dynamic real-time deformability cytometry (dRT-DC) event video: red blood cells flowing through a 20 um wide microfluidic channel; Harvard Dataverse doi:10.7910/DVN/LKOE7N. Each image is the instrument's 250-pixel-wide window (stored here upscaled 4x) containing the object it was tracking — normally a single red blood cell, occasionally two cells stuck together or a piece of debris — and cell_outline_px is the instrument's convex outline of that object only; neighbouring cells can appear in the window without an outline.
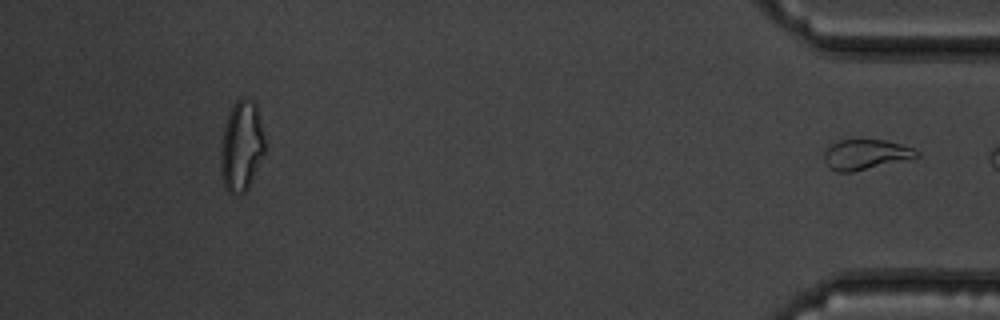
{"species": "common noctule bat (a hibernating species)", "species_latin": "Nyctalus noctula", "temperature_condition": "warm", "stored_images_in_passage": 48, "segment_of_instrument_passage": [2, 2], "camera_frame_rate_fps": 3000, "um_per_image_px": 0.085, "animal": {"sex": "male", "body_mass_g": 19.5, "forearm_length_mm": 54.6}, "frame": {"image": 1, "passage_image": 48, "time_ms": 15.667, "image_size_px": [1000, 320], "cell_outline_px": [[920, 156], [912, 160], [852, 172], [836, 172], [824, 160], [824, 152], [832, 144], [840, 140], [884, 140], [900, 144], [912, 148], [920, 152]], "centroid_in_image_um": [73.66, 13.15], "position_along_channel_um": 361.5, "area_um2": 16.36}}